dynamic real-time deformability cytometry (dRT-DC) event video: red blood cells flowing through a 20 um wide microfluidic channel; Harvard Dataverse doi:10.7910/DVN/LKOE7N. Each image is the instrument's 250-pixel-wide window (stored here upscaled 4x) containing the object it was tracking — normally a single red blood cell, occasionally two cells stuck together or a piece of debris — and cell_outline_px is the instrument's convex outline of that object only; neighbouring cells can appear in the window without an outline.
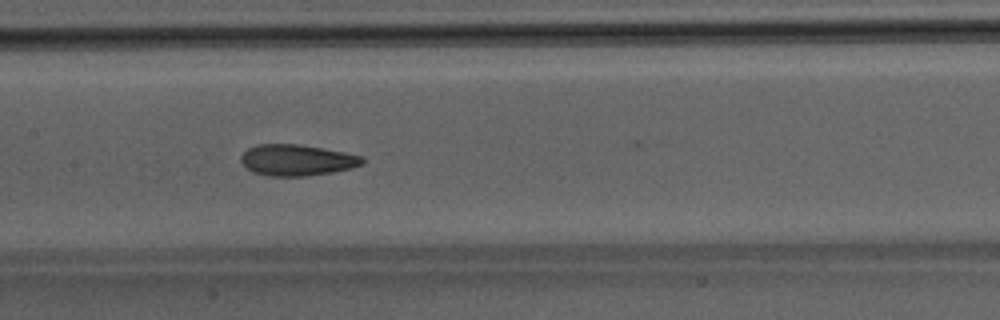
{"species": "Egyptian fruit bat (a non-hibernating species)", "species_latin": "Rousettus aegyptiacus", "temperature_condition": "room temperature", "stored_images_in_passage": 32, "camera_frame_rate_fps": 3000, "um_per_image_px": 0.085, "animal": {"sex": "male"}, "frame": {"image": 1, "passage_image": 23, "time_ms": 7.333, "image_size_px": [1000, 320], "cell_outline_px": [[364, 164], [352, 168], [332, 172], [308, 176], [268, 176], [252, 172], [240, 160], [240, 156], [248, 148], [256, 144], [296, 144], [344, 152], [364, 156]], "centroid_in_image_um": [25.24, 13.61], "position_along_channel_um": 182.2, "area_um2": 22.08}}